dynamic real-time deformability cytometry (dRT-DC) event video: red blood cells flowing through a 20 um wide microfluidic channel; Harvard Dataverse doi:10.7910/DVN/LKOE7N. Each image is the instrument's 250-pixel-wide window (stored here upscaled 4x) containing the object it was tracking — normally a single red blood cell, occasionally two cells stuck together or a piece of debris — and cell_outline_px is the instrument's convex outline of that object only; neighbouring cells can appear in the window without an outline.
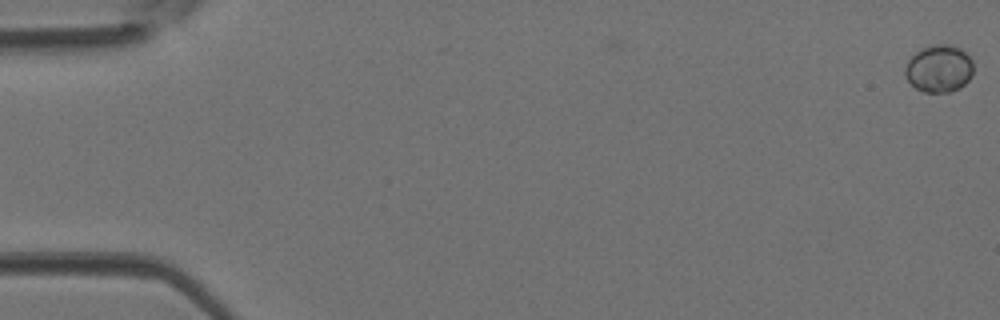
{"species": "Egyptian fruit bat (a non-hibernating species)", "species_latin": "Rousettus aegyptiacus", "temperature_condition": "room temperature", "stored_images_in_passage": 3, "camera_frame_rate_fps": 3000, "um_per_image_px": 0.085, "animal": {"sex": "female"}, "frame": {"image": 1, "passage_image": 1, "time_ms": 0.0, "image_size_px": [1000, 320], "cell_outline_px": [[972, 76], [960, 88], [948, 92], [924, 92], [916, 88], [904, 76], [904, 68], [908, 60], [916, 52], [924, 48], [936, 44], [948, 44], [960, 48], [972, 60]], "centroid_in_image_um": [79.8, 5.84], "position_along_channel_um": 5.2, "area_um2": 18.73}}